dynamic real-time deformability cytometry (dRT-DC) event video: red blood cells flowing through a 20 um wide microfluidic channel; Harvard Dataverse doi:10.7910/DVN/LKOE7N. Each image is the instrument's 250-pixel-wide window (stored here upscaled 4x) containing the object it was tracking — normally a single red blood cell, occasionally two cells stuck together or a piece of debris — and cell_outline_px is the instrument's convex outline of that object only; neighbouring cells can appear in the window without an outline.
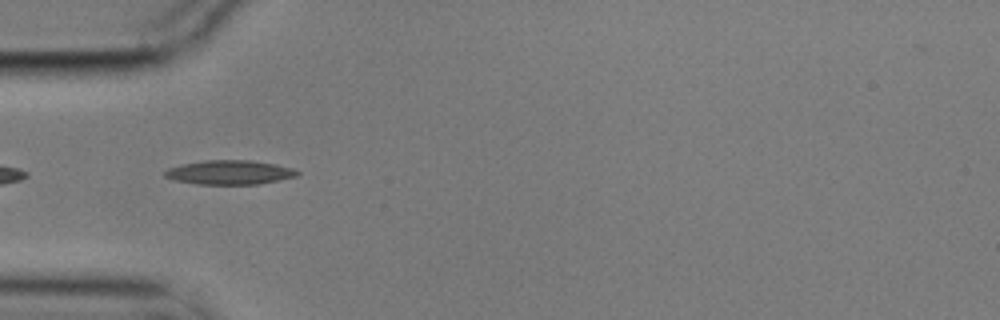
{"species": "common noctule bat (a hibernating species)", "species_latin": "Nyctalus noctula", "temperature_condition": "cold", "stored_images_in_passage": 5, "camera_frame_rate_fps": 3000, "um_per_image_px": 0.085, "animal": {"sex": "male", "body_mass_g": 17.9}, "frame": {"image": 1, "passage_image": 2, "time_ms": 0.333, "image_size_px": [1000, 320], "cell_outline_px": [[300, 172], [296, 176], [260, 184], [200, 184], [176, 180], [164, 176], [164, 172], [168, 168], [180, 164], [204, 160], [252, 160], [276, 164], [292, 168]], "centroid_in_image_um": [19.51, 14.64], "position_along_channel_um": 65.5, "area_um2": 18.61}}
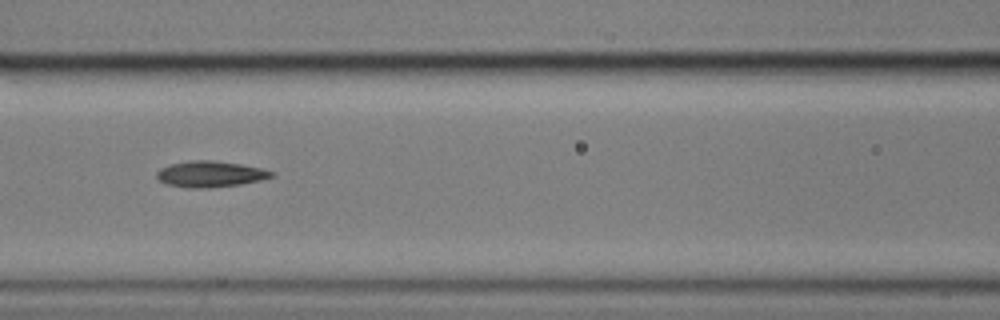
{"frame": {"image": 2, "passage_image": 4, "time_ms": 1.0, "image_size_px": [1000, 320], "cell_outline_px": [[276, 176], [260, 180], [240, 184], [208, 188], [188, 188], [168, 184], [160, 180], [156, 176], [156, 172], [160, 168], [172, 164], [192, 160], [212, 160], [240, 164], [260, 168], [276, 172]], "centroid_in_image_um": [17.9, 14.8], "position_along_channel_um": 148.7, "area_um2": 17.34}}
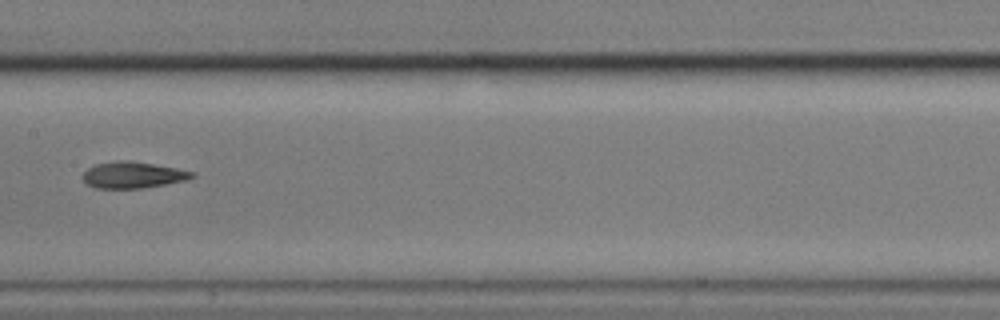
{"frame": {"image": 3, "passage_image": 5, "time_ms": 1.333, "image_size_px": [1000, 320], "cell_outline_px": [[196, 176], [188, 180], [140, 188], [96, 188], [88, 184], [80, 176], [88, 168], [96, 164], [120, 160], [128, 160], [176, 168], [196, 172]], "centroid_in_image_um": [11.31, 14.87], "position_along_channel_um": 196.1, "area_um2": 16.7}}